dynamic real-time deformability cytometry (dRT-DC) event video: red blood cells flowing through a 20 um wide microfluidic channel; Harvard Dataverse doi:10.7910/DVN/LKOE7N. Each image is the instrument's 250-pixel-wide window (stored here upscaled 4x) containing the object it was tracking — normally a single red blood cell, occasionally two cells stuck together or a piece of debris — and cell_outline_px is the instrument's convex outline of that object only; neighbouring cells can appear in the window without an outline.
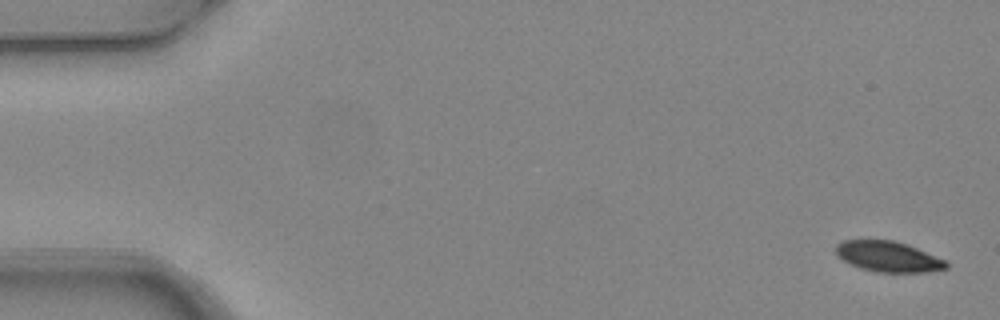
{"species": "common noctule bat (a hibernating species)", "species_latin": "Nyctalus noctula", "temperature_condition": "warm", "stored_images_in_passage": 2, "camera_frame_rate_fps": 3000, "um_per_image_px": 0.085, "animal": {"sex": "female", "body_mass_g": 24.6, "forearm_length_mm": 56.2}, "frame": {"image": 1, "passage_image": 2, "time_ms": 0.333, "image_size_px": [1000, 320], "cell_outline_px": [[948, 268], [928, 272], [876, 272], [860, 268], [836, 256], [836, 244], [844, 240], [892, 240], [908, 244], [944, 260], [948, 264]], "centroid_in_image_um": [75.49, 21.81], "position_along_channel_um": 9.5, "area_um2": 19.54}}